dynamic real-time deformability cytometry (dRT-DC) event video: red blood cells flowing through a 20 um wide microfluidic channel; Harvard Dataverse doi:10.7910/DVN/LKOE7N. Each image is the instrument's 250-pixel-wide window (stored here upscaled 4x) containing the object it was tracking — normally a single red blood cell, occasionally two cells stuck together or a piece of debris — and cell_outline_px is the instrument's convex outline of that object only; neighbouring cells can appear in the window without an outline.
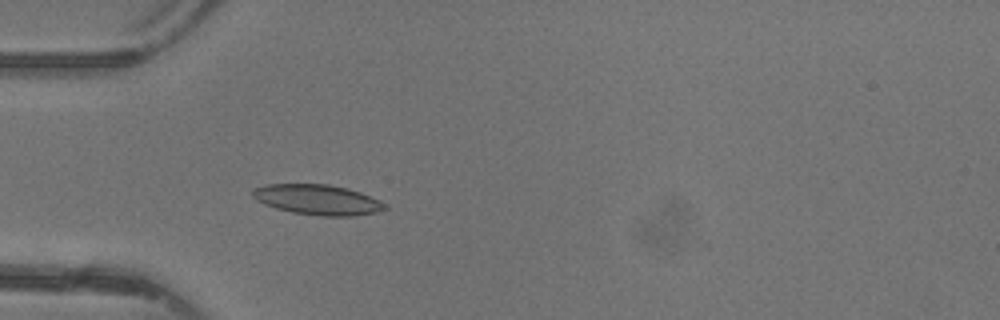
{"species": "common noctule bat (a hibernating species)", "species_latin": "Nyctalus noctula", "temperature_condition": "warm", "stored_images_in_passage": 33, "camera_frame_rate_fps": 3000, "um_per_image_px": 0.085, "animal": {"sex": "female"}, "frame": {"image": 1, "passage_image": 1, "time_ms": 0.0, "image_size_px": [1000, 320], "cell_outline_px": [[388, 208], [376, 212], [352, 216], [320, 216], [292, 212], [276, 208], [264, 204], [256, 200], [252, 196], [252, 188], [264, 184], [328, 184], [348, 188], [360, 192], [380, 200]], "centroid_in_image_um": [26.96, 16.96], "position_along_channel_um": 58.0, "area_um2": 23.41}}
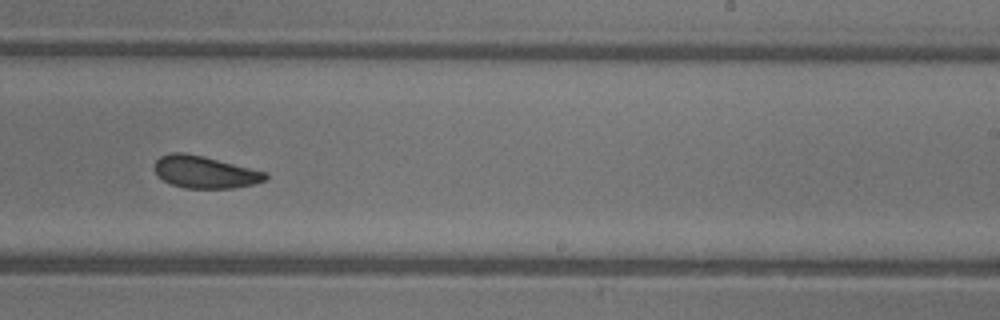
{"frame": {"image": 2, "passage_image": 16, "time_ms": 5.0, "image_size_px": [1000, 320], "cell_outline_px": [[268, 176], [264, 180], [252, 184], [232, 188], [184, 188], [172, 184], [156, 176], [152, 168], [156, 160], [160, 156], [168, 152], [184, 152], [204, 156], [268, 172]], "centroid_in_image_um": [17.36, 14.61], "position_along_channel_um": 271.6, "area_um2": 21.04}}
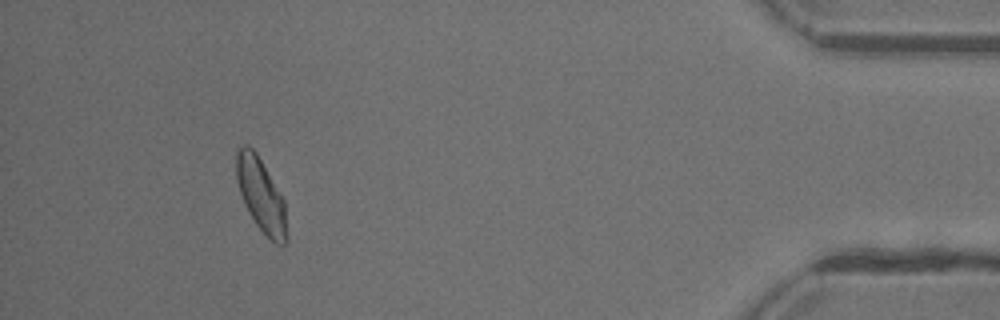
{"frame": {"image": 3, "passage_image": 30, "time_ms": 9.667, "image_size_px": [1000, 320], "cell_outline_px": [[288, 240], [284, 244], [276, 244], [256, 224], [244, 204], [236, 180], [236, 152], [244, 144], [248, 144], [256, 152], [284, 200], [288, 236]], "centroid_in_image_um": [22.19, 16.58], "position_along_channel_um": 413.0, "area_um2": 21.39}, "authors_computed_cell_mechanics": {"area_um2": 21.386, "velocity_mm_per_s": 4.3713, "shape_relaxation_time_tau1_ms": 4.8491, "shape_relaxation_time_tau2_ms": 2.264, "deformation_change_tau1": 0.1276, "deformation_change_tau2": 0.08}}